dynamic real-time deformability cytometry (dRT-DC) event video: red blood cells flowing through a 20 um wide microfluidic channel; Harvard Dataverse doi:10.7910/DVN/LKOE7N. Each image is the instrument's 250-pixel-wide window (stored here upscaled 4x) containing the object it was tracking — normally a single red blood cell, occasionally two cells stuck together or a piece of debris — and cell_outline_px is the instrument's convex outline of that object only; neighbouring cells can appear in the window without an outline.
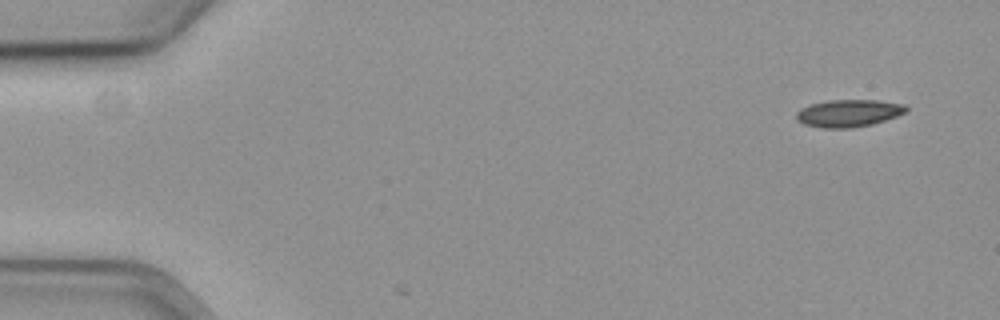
{"species": "common noctule bat (a hibernating species)", "species_latin": "Nyctalus noctula", "temperature_condition": "cold", "stored_images_in_passage": 3, "camera_frame_rate_fps": 3000, "um_per_image_px": 0.085, "animal": {"sex": "female", "body_mass_g": 19.3, "forearm_length_mm": 54.1}, "frame": {"image": 1, "passage_image": 1, "time_ms": 0.0, "image_size_px": [1000, 320], "cell_outline_px": [[908, 108], [904, 112], [896, 116], [872, 124], [852, 128], [824, 128], [804, 124], [796, 120], [796, 112], [800, 108], [808, 104], [828, 100], [876, 100], [904, 104]], "centroid_in_image_um": [72.07, 9.61], "position_along_channel_um": 12.9, "area_um2": 17.51}}